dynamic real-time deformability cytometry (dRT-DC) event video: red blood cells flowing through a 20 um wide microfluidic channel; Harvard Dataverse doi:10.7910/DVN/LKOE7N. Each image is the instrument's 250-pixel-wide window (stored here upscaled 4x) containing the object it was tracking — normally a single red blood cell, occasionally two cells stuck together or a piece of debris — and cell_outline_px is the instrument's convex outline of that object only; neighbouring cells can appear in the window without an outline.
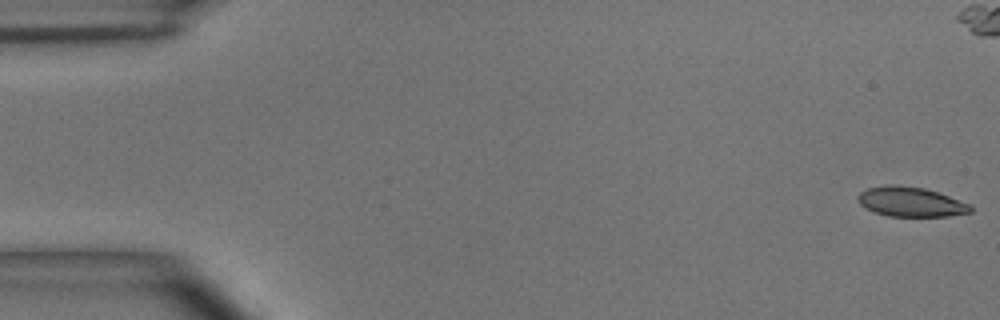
{"species": "common noctule bat (a hibernating species)", "species_latin": "Nyctalus noctula", "temperature_condition": "room temperature", "stored_images_in_passage": 49, "camera_frame_rate_fps": 3000, "um_per_image_px": 0.085, "animal": {"sex": "male", "body_mass_g": 15.6}, "frame": {"image": 1, "passage_image": 1, "time_ms": 0.0, "image_size_px": [1000, 320], "cell_outline_px": [[972, 212], [948, 216], [888, 216], [864, 208], [860, 204], [856, 196], [860, 192], [868, 188], [888, 184], [892, 184], [924, 188], [972, 204]], "centroid_in_image_um": [77.4, 17.15], "position_along_channel_um": 7.6, "area_um2": 19.48}, "authors_computed_cell_mechanics": {"area_um2": 20.3456, "velocity_mm_per_s": 4.0614, "shape_relaxation_time_tau1_ms": 4.6579, "shape_relaxation_time_tau2_ms": 2.4523, "deformation_change_tau1": 0.175, "deformation_change_tau2": 0.0781}}